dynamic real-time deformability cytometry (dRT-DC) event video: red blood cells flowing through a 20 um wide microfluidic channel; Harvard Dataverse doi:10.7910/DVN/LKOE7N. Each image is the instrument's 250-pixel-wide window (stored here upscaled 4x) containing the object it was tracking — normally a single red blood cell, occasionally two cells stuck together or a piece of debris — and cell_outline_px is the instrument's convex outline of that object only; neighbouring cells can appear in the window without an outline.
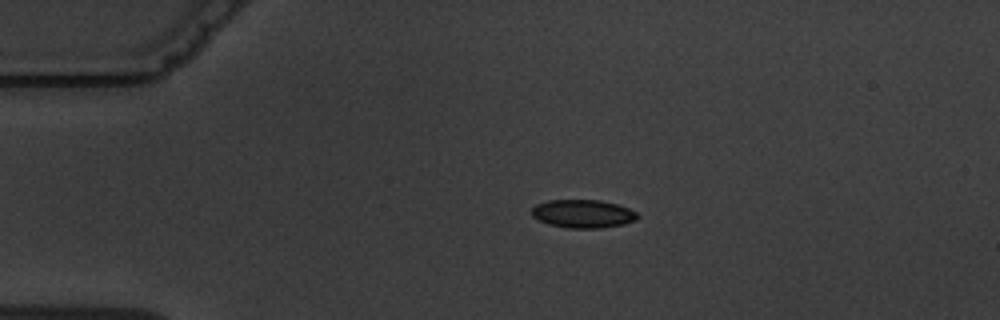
{"species": "common noctule bat (a hibernating species)", "species_latin": "Nyctalus noctula", "temperature_condition": "warm", "stored_images_in_passage": 4, "camera_frame_rate_fps": 3000, "um_per_image_px": 0.085, "animal": {"sex": "male", "body_mass_g": 19.5, "forearm_length_mm": 54.6}, "frame": {"image": 1, "passage_image": 2, "time_ms": 1.0, "image_size_px": [1000, 320], "cell_outline_px": [[640, 216], [636, 220], [624, 224], [600, 228], [568, 228], [548, 224], [532, 216], [532, 208], [536, 204], [548, 200], [600, 200], [616, 204], [628, 208], [636, 212]], "centroid_in_image_um": [49.56, 18.17], "position_along_channel_um": 35.4, "area_um2": 17.4}}